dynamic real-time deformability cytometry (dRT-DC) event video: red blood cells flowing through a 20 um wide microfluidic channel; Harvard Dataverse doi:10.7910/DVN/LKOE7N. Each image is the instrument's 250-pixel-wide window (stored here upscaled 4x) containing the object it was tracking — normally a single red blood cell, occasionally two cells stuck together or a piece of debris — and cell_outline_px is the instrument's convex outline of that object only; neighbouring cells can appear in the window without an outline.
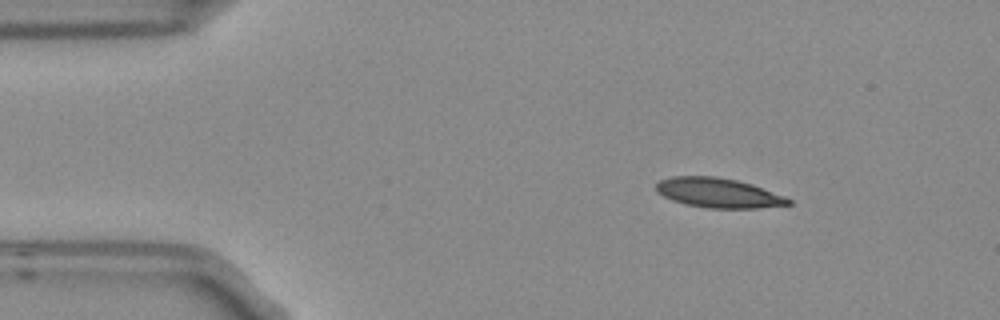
{"species": "Egyptian fruit bat (a non-hibernating species)", "species_latin": "Rousettus aegyptiacus", "temperature_condition": "room temperature", "stored_images_in_passage": 3, "camera_frame_rate_fps": 3000, "um_per_image_px": 0.085, "frame": {"image": 1, "passage_image": 1, "time_ms": 0.0, "image_size_px": [1000, 320], "cell_outline_px": [[792, 204], [756, 208], [708, 208], [684, 204], [672, 200], [656, 192], [656, 184], [660, 180], [672, 176], [716, 176], [736, 180], [752, 184], [784, 196], [792, 200]], "centroid_in_image_um": [61.04, 16.39], "position_along_channel_um": 24.0, "area_um2": 22.83}}